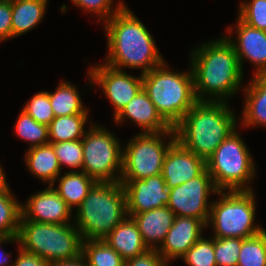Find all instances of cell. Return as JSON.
<instances>
[{
  "instance_id": "6da1fadb",
  "label": "cell",
  "mask_w": 266,
  "mask_h": 266,
  "mask_svg": "<svg viewBox=\"0 0 266 266\" xmlns=\"http://www.w3.org/2000/svg\"><path fill=\"white\" fill-rule=\"evenodd\" d=\"M190 51L189 63L198 101L229 102L228 99L244 87L239 59L225 35L201 43Z\"/></svg>"
},
{
  "instance_id": "3957f363",
  "label": "cell",
  "mask_w": 266,
  "mask_h": 266,
  "mask_svg": "<svg viewBox=\"0 0 266 266\" xmlns=\"http://www.w3.org/2000/svg\"><path fill=\"white\" fill-rule=\"evenodd\" d=\"M229 102L197 101L174 127L176 140L207 161L239 125Z\"/></svg>"
},
{
  "instance_id": "9c48e42d",
  "label": "cell",
  "mask_w": 266,
  "mask_h": 266,
  "mask_svg": "<svg viewBox=\"0 0 266 266\" xmlns=\"http://www.w3.org/2000/svg\"><path fill=\"white\" fill-rule=\"evenodd\" d=\"M89 123L82 139V171L96 182H120L123 144L104 125Z\"/></svg>"
},
{
  "instance_id": "1f68e13d",
  "label": "cell",
  "mask_w": 266,
  "mask_h": 266,
  "mask_svg": "<svg viewBox=\"0 0 266 266\" xmlns=\"http://www.w3.org/2000/svg\"><path fill=\"white\" fill-rule=\"evenodd\" d=\"M187 266H217L214 257V237L205 238L203 235L180 258Z\"/></svg>"
},
{
  "instance_id": "e0dca14e",
  "label": "cell",
  "mask_w": 266,
  "mask_h": 266,
  "mask_svg": "<svg viewBox=\"0 0 266 266\" xmlns=\"http://www.w3.org/2000/svg\"><path fill=\"white\" fill-rule=\"evenodd\" d=\"M206 168L204 159L184 148L176 140L166 152L161 175L167 188L172 189L199 176Z\"/></svg>"
},
{
  "instance_id": "60d3db41",
  "label": "cell",
  "mask_w": 266,
  "mask_h": 266,
  "mask_svg": "<svg viewBox=\"0 0 266 266\" xmlns=\"http://www.w3.org/2000/svg\"><path fill=\"white\" fill-rule=\"evenodd\" d=\"M49 266H87V263L85 258L80 255L78 258H75L73 260L49 263Z\"/></svg>"
},
{
  "instance_id": "b9f144b4",
  "label": "cell",
  "mask_w": 266,
  "mask_h": 266,
  "mask_svg": "<svg viewBox=\"0 0 266 266\" xmlns=\"http://www.w3.org/2000/svg\"><path fill=\"white\" fill-rule=\"evenodd\" d=\"M3 168L4 167L0 165V189L5 188L8 185V182H6V174Z\"/></svg>"
},
{
  "instance_id": "7402d4cb",
  "label": "cell",
  "mask_w": 266,
  "mask_h": 266,
  "mask_svg": "<svg viewBox=\"0 0 266 266\" xmlns=\"http://www.w3.org/2000/svg\"><path fill=\"white\" fill-rule=\"evenodd\" d=\"M24 163L28 172L39 181L55 186L56 178L62 174L58 158L51 143L28 148Z\"/></svg>"
},
{
  "instance_id": "277c9868",
  "label": "cell",
  "mask_w": 266,
  "mask_h": 266,
  "mask_svg": "<svg viewBox=\"0 0 266 266\" xmlns=\"http://www.w3.org/2000/svg\"><path fill=\"white\" fill-rule=\"evenodd\" d=\"M74 213L82 240L104 239L128 216L123 184L97 182Z\"/></svg>"
},
{
  "instance_id": "5b68a950",
  "label": "cell",
  "mask_w": 266,
  "mask_h": 266,
  "mask_svg": "<svg viewBox=\"0 0 266 266\" xmlns=\"http://www.w3.org/2000/svg\"><path fill=\"white\" fill-rule=\"evenodd\" d=\"M164 61L142 75L143 89L156 106L161 117L174 128L198 101L194 91V78L189 71L171 70Z\"/></svg>"
},
{
  "instance_id": "44dd1931",
  "label": "cell",
  "mask_w": 266,
  "mask_h": 266,
  "mask_svg": "<svg viewBox=\"0 0 266 266\" xmlns=\"http://www.w3.org/2000/svg\"><path fill=\"white\" fill-rule=\"evenodd\" d=\"M102 240L111 246L124 261L137 257L148 250L136 223L129 216Z\"/></svg>"
},
{
  "instance_id": "8992f818",
  "label": "cell",
  "mask_w": 266,
  "mask_h": 266,
  "mask_svg": "<svg viewBox=\"0 0 266 266\" xmlns=\"http://www.w3.org/2000/svg\"><path fill=\"white\" fill-rule=\"evenodd\" d=\"M19 248L49 263L73 260L82 252V237L74 223L50 224L21 220Z\"/></svg>"
},
{
  "instance_id": "5bb4252c",
  "label": "cell",
  "mask_w": 266,
  "mask_h": 266,
  "mask_svg": "<svg viewBox=\"0 0 266 266\" xmlns=\"http://www.w3.org/2000/svg\"><path fill=\"white\" fill-rule=\"evenodd\" d=\"M236 22V27H227L225 36L234 46L243 73L245 61H249L255 67L252 76L266 74V31L251 27L238 17ZM234 32L235 38L232 37Z\"/></svg>"
},
{
  "instance_id": "ffe728a7",
  "label": "cell",
  "mask_w": 266,
  "mask_h": 266,
  "mask_svg": "<svg viewBox=\"0 0 266 266\" xmlns=\"http://www.w3.org/2000/svg\"><path fill=\"white\" fill-rule=\"evenodd\" d=\"M244 86V105L240 124L247 127H266V74L255 75Z\"/></svg>"
},
{
  "instance_id": "52a82bcc",
  "label": "cell",
  "mask_w": 266,
  "mask_h": 266,
  "mask_svg": "<svg viewBox=\"0 0 266 266\" xmlns=\"http://www.w3.org/2000/svg\"><path fill=\"white\" fill-rule=\"evenodd\" d=\"M254 190L219 191L213 200L206 228H211L212 237L250 238L265 228L255 224L256 198Z\"/></svg>"
},
{
  "instance_id": "8d00e7d4",
  "label": "cell",
  "mask_w": 266,
  "mask_h": 266,
  "mask_svg": "<svg viewBox=\"0 0 266 266\" xmlns=\"http://www.w3.org/2000/svg\"><path fill=\"white\" fill-rule=\"evenodd\" d=\"M12 39L11 0L0 1V42Z\"/></svg>"
},
{
  "instance_id": "74e56055",
  "label": "cell",
  "mask_w": 266,
  "mask_h": 266,
  "mask_svg": "<svg viewBox=\"0 0 266 266\" xmlns=\"http://www.w3.org/2000/svg\"><path fill=\"white\" fill-rule=\"evenodd\" d=\"M124 266H170L157 249H148L145 253L124 262Z\"/></svg>"
},
{
  "instance_id": "f35d334b",
  "label": "cell",
  "mask_w": 266,
  "mask_h": 266,
  "mask_svg": "<svg viewBox=\"0 0 266 266\" xmlns=\"http://www.w3.org/2000/svg\"><path fill=\"white\" fill-rule=\"evenodd\" d=\"M17 245V249H19L17 253L18 255L15 260H12V266H49L48 261L35 254L23 251L19 248V243Z\"/></svg>"
},
{
  "instance_id": "f1b7e54d",
  "label": "cell",
  "mask_w": 266,
  "mask_h": 266,
  "mask_svg": "<svg viewBox=\"0 0 266 266\" xmlns=\"http://www.w3.org/2000/svg\"><path fill=\"white\" fill-rule=\"evenodd\" d=\"M14 128L17 137L27 141L29 148L50 143L48 126L38 123L23 110H20Z\"/></svg>"
},
{
  "instance_id": "2e32d148",
  "label": "cell",
  "mask_w": 266,
  "mask_h": 266,
  "mask_svg": "<svg viewBox=\"0 0 266 266\" xmlns=\"http://www.w3.org/2000/svg\"><path fill=\"white\" fill-rule=\"evenodd\" d=\"M204 229L206 225L200 219L175 216L172 227L157 251L169 265L171 261L181 258L204 235Z\"/></svg>"
},
{
  "instance_id": "4dcf8cb0",
  "label": "cell",
  "mask_w": 266,
  "mask_h": 266,
  "mask_svg": "<svg viewBox=\"0 0 266 266\" xmlns=\"http://www.w3.org/2000/svg\"><path fill=\"white\" fill-rule=\"evenodd\" d=\"M58 158L61 169L62 166L72 168L70 172H80L83 166V145L82 140L62 141L51 143ZM76 169V170H75Z\"/></svg>"
},
{
  "instance_id": "d4e9b609",
  "label": "cell",
  "mask_w": 266,
  "mask_h": 266,
  "mask_svg": "<svg viewBox=\"0 0 266 266\" xmlns=\"http://www.w3.org/2000/svg\"><path fill=\"white\" fill-rule=\"evenodd\" d=\"M77 86L68 81H61L53 92H48L49 101L55 117L75 114H89L79 94Z\"/></svg>"
},
{
  "instance_id": "ba28073f",
  "label": "cell",
  "mask_w": 266,
  "mask_h": 266,
  "mask_svg": "<svg viewBox=\"0 0 266 266\" xmlns=\"http://www.w3.org/2000/svg\"><path fill=\"white\" fill-rule=\"evenodd\" d=\"M238 127L215 149L206 161L209 174L219 191L253 190L255 159ZM251 182V183H250Z\"/></svg>"
},
{
  "instance_id": "4316f807",
  "label": "cell",
  "mask_w": 266,
  "mask_h": 266,
  "mask_svg": "<svg viewBox=\"0 0 266 266\" xmlns=\"http://www.w3.org/2000/svg\"><path fill=\"white\" fill-rule=\"evenodd\" d=\"M9 184L0 189V237L17 236L22 217V203L10 190Z\"/></svg>"
},
{
  "instance_id": "f546056e",
  "label": "cell",
  "mask_w": 266,
  "mask_h": 266,
  "mask_svg": "<svg viewBox=\"0 0 266 266\" xmlns=\"http://www.w3.org/2000/svg\"><path fill=\"white\" fill-rule=\"evenodd\" d=\"M237 266H266V229L243 239Z\"/></svg>"
},
{
  "instance_id": "836d02e7",
  "label": "cell",
  "mask_w": 266,
  "mask_h": 266,
  "mask_svg": "<svg viewBox=\"0 0 266 266\" xmlns=\"http://www.w3.org/2000/svg\"><path fill=\"white\" fill-rule=\"evenodd\" d=\"M22 110L40 124L49 126L55 118L49 101L48 91H40L25 103Z\"/></svg>"
},
{
  "instance_id": "7c38bea8",
  "label": "cell",
  "mask_w": 266,
  "mask_h": 266,
  "mask_svg": "<svg viewBox=\"0 0 266 266\" xmlns=\"http://www.w3.org/2000/svg\"><path fill=\"white\" fill-rule=\"evenodd\" d=\"M89 86L94 88L98 85L105 97L111 103L113 118L136 96L143 88L142 74L133 76L132 74L110 67L107 64L99 63L89 67L87 71Z\"/></svg>"
},
{
  "instance_id": "d590c367",
  "label": "cell",
  "mask_w": 266,
  "mask_h": 266,
  "mask_svg": "<svg viewBox=\"0 0 266 266\" xmlns=\"http://www.w3.org/2000/svg\"><path fill=\"white\" fill-rule=\"evenodd\" d=\"M75 7L86 13H92L98 17V22L105 23L111 16L116 14L124 5L123 1L114 4V0H70ZM115 6V7H114Z\"/></svg>"
},
{
  "instance_id": "ac0fdd59",
  "label": "cell",
  "mask_w": 266,
  "mask_h": 266,
  "mask_svg": "<svg viewBox=\"0 0 266 266\" xmlns=\"http://www.w3.org/2000/svg\"><path fill=\"white\" fill-rule=\"evenodd\" d=\"M131 121L141 133H162L173 128L161 117L147 92L142 88L114 118L115 124Z\"/></svg>"
},
{
  "instance_id": "83f0119b",
  "label": "cell",
  "mask_w": 266,
  "mask_h": 266,
  "mask_svg": "<svg viewBox=\"0 0 266 266\" xmlns=\"http://www.w3.org/2000/svg\"><path fill=\"white\" fill-rule=\"evenodd\" d=\"M81 255L87 266H124L125 262L104 240H83Z\"/></svg>"
},
{
  "instance_id": "ab89813d",
  "label": "cell",
  "mask_w": 266,
  "mask_h": 266,
  "mask_svg": "<svg viewBox=\"0 0 266 266\" xmlns=\"http://www.w3.org/2000/svg\"><path fill=\"white\" fill-rule=\"evenodd\" d=\"M10 242H14L15 244L18 243L17 236H10V237H0V248H2L1 244H8ZM11 253L6 251H0V266H12L13 263L10 264V258Z\"/></svg>"
},
{
  "instance_id": "d6986e66",
  "label": "cell",
  "mask_w": 266,
  "mask_h": 266,
  "mask_svg": "<svg viewBox=\"0 0 266 266\" xmlns=\"http://www.w3.org/2000/svg\"><path fill=\"white\" fill-rule=\"evenodd\" d=\"M128 216L136 223L148 249L161 246L175 219V214L167 206Z\"/></svg>"
},
{
  "instance_id": "4fadbf2b",
  "label": "cell",
  "mask_w": 266,
  "mask_h": 266,
  "mask_svg": "<svg viewBox=\"0 0 266 266\" xmlns=\"http://www.w3.org/2000/svg\"><path fill=\"white\" fill-rule=\"evenodd\" d=\"M126 194L127 215L148 212L165 207L170 193L160 174L136 180H120Z\"/></svg>"
},
{
  "instance_id": "30bf717a",
  "label": "cell",
  "mask_w": 266,
  "mask_h": 266,
  "mask_svg": "<svg viewBox=\"0 0 266 266\" xmlns=\"http://www.w3.org/2000/svg\"><path fill=\"white\" fill-rule=\"evenodd\" d=\"M175 141L174 128L162 133L135 134L123 146L120 180L144 179L160 174L166 152Z\"/></svg>"
},
{
  "instance_id": "d6a6232c",
  "label": "cell",
  "mask_w": 266,
  "mask_h": 266,
  "mask_svg": "<svg viewBox=\"0 0 266 266\" xmlns=\"http://www.w3.org/2000/svg\"><path fill=\"white\" fill-rule=\"evenodd\" d=\"M243 238L214 237V257L217 266H237Z\"/></svg>"
},
{
  "instance_id": "8fae6325",
  "label": "cell",
  "mask_w": 266,
  "mask_h": 266,
  "mask_svg": "<svg viewBox=\"0 0 266 266\" xmlns=\"http://www.w3.org/2000/svg\"><path fill=\"white\" fill-rule=\"evenodd\" d=\"M218 192L206 168L199 176L169 189L170 198L166 206L175 216L194 217L206 225L213 202L209 200L210 194L217 195Z\"/></svg>"
},
{
  "instance_id": "9a60e30c",
  "label": "cell",
  "mask_w": 266,
  "mask_h": 266,
  "mask_svg": "<svg viewBox=\"0 0 266 266\" xmlns=\"http://www.w3.org/2000/svg\"><path fill=\"white\" fill-rule=\"evenodd\" d=\"M74 211L59 196L52 185L32 194L26 203H22L21 220L50 224H68Z\"/></svg>"
},
{
  "instance_id": "e575fe53",
  "label": "cell",
  "mask_w": 266,
  "mask_h": 266,
  "mask_svg": "<svg viewBox=\"0 0 266 266\" xmlns=\"http://www.w3.org/2000/svg\"><path fill=\"white\" fill-rule=\"evenodd\" d=\"M247 1L239 4L237 17L251 27L266 31V0Z\"/></svg>"
},
{
  "instance_id": "cb8c5ba5",
  "label": "cell",
  "mask_w": 266,
  "mask_h": 266,
  "mask_svg": "<svg viewBox=\"0 0 266 266\" xmlns=\"http://www.w3.org/2000/svg\"><path fill=\"white\" fill-rule=\"evenodd\" d=\"M57 181V187L53 186V188L72 210L74 207L76 210L81 205L89 191L97 183L83 171H68L62 176L60 174L55 182Z\"/></svg>"
},
{
  "instance_id": "603a6c76",
  "label": "cell",
  "mask_w": 266,
  "mask_h": 266,
  "mask_svg": "<svg viewBox=\"0 0 266 266\" xmlns=\"http://www.w3.org/2000/svg\"><path fill=\"white\" fill-rule=\"evenodd\" d=\"M49 0H11L12 38L24 35L43 20Z\"/></svg>"
},
{
  "instance_id": "7a4b0ae2",
  "label": "cell",
  "mask_w": 266,
  "mask_h": 266,
  "mask_svg": "<svg viewBox=\"0 0 266 266\" xmlns=\"http://www.w3.org/2000/svg\"><path fill=\"white\" fill-rule=\"evenodd\" d=\"M102 24L108 50L104 64L119 70L138 68L143 75L165 61L151 32L127 4Z\"/></svg>"
},
{
  "instance_id": "484cf974",
  "label": "cell",
  "mask_w": 266,
  "mask_h": 266,
  "mask_svg": "<svg viewBox=\"0 0 266 266\" xmlns=\"http://www.w3.org/2000/svg\"><path fill=\"white\" fill-rule=\"evenodd\" d=\"M88 119V114L55 117L48 126L49 142L82 140Z\"/></svg>"
}]
</instances>
